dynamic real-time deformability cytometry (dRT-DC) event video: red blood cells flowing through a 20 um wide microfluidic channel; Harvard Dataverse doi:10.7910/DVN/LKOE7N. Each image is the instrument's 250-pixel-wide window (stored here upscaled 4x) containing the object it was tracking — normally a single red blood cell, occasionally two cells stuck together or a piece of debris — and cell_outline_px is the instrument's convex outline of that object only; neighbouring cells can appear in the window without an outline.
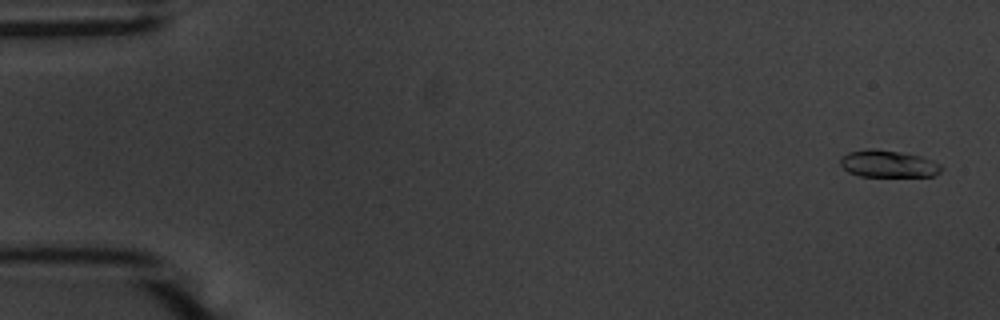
{"species": "common noctule bat (a hibernating species)", "species_latin": "Nyctalus noctula", "temperature_condition": "warm", "stored_images_in_passage": 55, "camera_frame_rate_fps": 3000, "um_per_image_px": 0.085, "animal": {"sex": "male", "body_mass_g": 20.1, "forearm_length_mm": 53.5}, "frame": {"image": 1, "passage_image": 2, "time_ms": 0.333, "image_size_px": [1000, 320], "cell_outline_px": [[944, 168], [936, 176], [860, 176], [848, 172], [840, 164], [840, 160], [848, 152], [868, 148], [872, 148], [920, 156], [932, 160], [940, 164]], "centroid_in_image_um": [75.51, 13.93], "position_along_channel_um": 9.5, "area_um2": 15.84}}
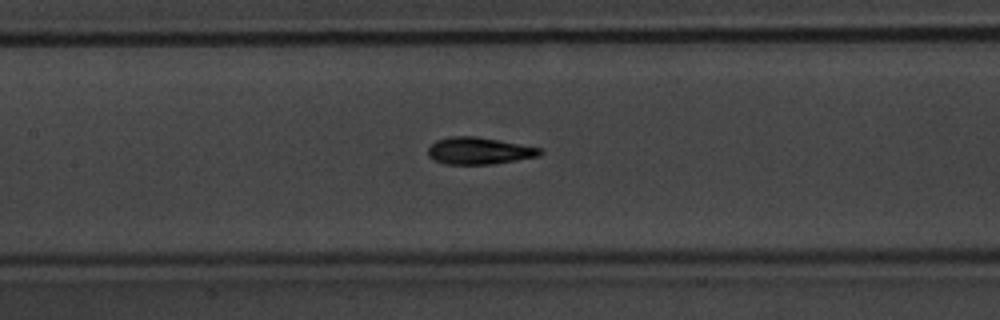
{"frame": {"image": 2, "passage_image": 26, "time_ms": 8.333, "image_size_px": [1000, 320], "cell_outline_px": [[544, 152], [540, 156], [492, 164], [444, 164], [428, 156], [428, 148], [436, 140], [448, 136], [476, 136], [540, 148]], "centroid_in_image_um": [40.7, 12.82], "position_along_channel_um": 166.7, "area_um2": 17.51}}
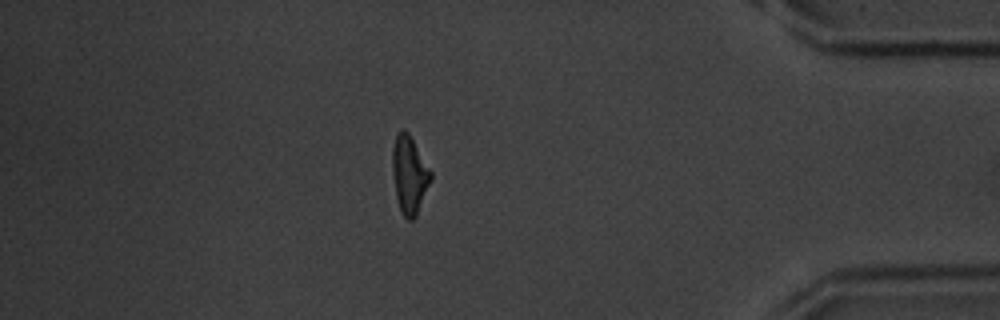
{"frame": {"image": 3, "passage_image": 48, "time_ms": 15.667, "image_size_px": [1000, 320], "cell_outline_px": [[432, 180], [416, 216], [412, 220], [408, 220], [400, 212], [396, 196], [392, 172], [392, 148], [396, 136], [400, 128], [404, 128], [408, 132], [432, 172]], "centroid_in_image_um": [34.8, 14.85], "position_along_channel_um": 400.4, "area_um2": 17.51}, "authors_computed_cell_mechanics": {"area_um2": 16.8198, "velocity_mm_per_s": 3.6872, "shape_relaxation_time_tau1_ms": 2.5143, "shape_relaxation_time_tau2_ms": 1.4377, "deformation_change_tau1": 0.1816, "deformation_change_tau2": 0.0984}}